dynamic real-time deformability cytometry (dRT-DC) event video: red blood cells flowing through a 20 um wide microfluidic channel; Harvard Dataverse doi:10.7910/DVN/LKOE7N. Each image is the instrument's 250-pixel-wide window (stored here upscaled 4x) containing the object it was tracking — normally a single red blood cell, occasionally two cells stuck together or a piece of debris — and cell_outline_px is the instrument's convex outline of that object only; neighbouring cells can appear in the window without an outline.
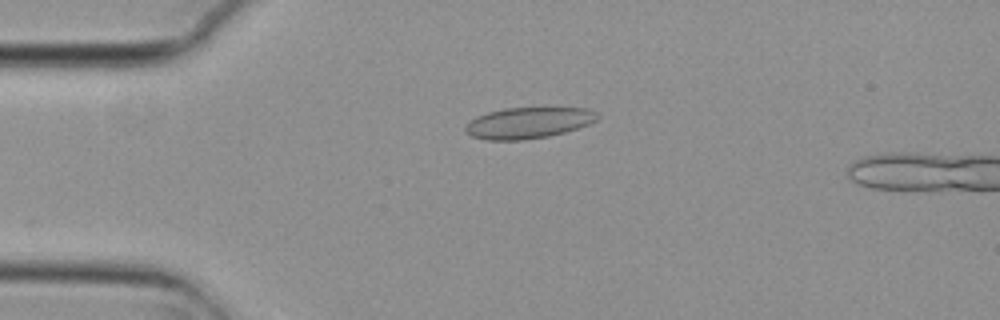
{"species": "common noctule bat (a hibernating species)", "species_latin": "Nyctalus noctula", "temperature_condition": "cold", "stored_images_in_passage": 5, "camera_frame_rate_fps": 3000, "um_per_image_px": 0.085, "animal": {"sex": "female", "body_mass_g": 29.2, "forearm_length_mm": 56.3}, "frame": {"image": 1, "passage_image": 5, "time_ms": 1.333, "image_size_px": [1000, 320], "cell_outline_px": [[600, 116], [596, 120], [588, 124], [564, 132], [548, 136], [524, 140], [488, 140], [472, 136], [464, 132], [464, 128], [476, 116], [488, 112], [504, 108], [588, 108], [596, 112]], "centroid_in_image_um": [44.9, 10.44], "position_along_channel_um": 40.1, "area_um2": 23.81}}